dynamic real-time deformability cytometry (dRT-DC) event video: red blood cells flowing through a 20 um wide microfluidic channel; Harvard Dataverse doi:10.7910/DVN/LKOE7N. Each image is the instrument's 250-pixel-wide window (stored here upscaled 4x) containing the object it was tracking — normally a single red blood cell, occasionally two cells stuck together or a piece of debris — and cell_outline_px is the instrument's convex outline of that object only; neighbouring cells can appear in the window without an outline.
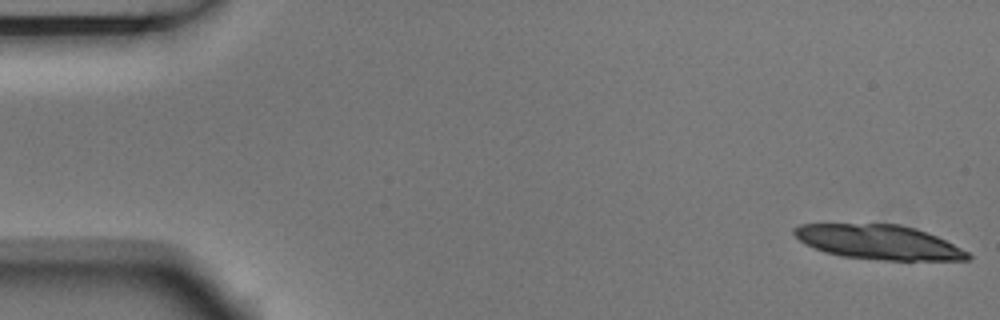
{"species": "Egyptian fruit bat (a non-hibernating species)", "species_latin": "Rousettus aegyptiacus", "temperature_condition": "room temperature", "stored_images_in_passage": 5, "camera_frame_rate_fps": 3000, "um_per_image_px": 0.085, "animal": {"sex": "male"}, "frame": {"image": 1, "passage_image": 1, "time_ms": 0.0, "image_size_px": [1000, 320], "cell_outline_px": [[972, 256], [968, 260], [880, 260], [840, 256], [824, 252], [804, 244], [792, 232], [792, 228], [800, 224], [900, 224], [916, 228], [936, 236], [968, 252]], "centroid_in_image_um": [74.65, 20.58], "position_along_channel_um": 10.4, "area_um2": 34.85}}